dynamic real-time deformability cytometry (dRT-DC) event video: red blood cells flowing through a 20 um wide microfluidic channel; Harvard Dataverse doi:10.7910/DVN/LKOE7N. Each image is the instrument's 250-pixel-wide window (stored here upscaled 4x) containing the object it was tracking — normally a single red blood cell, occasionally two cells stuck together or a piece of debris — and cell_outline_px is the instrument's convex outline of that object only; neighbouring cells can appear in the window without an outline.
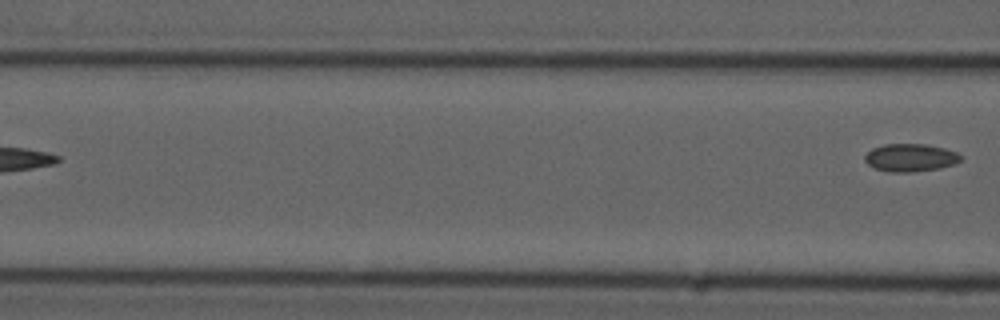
{"species": "common noctule bat (a hibernating species)", "species_latin": "Nyctalus noctula", "temperature_condition": "cold", "stored_images_in_passage": 3, "camera_frame_rate_fps": 3000, "um_per_image_px": 0.085, "animal": {"sex": "male", "forearm_length_mm": 52.5}, "frame": {"image": 1, "passage_image": 3, "time_ms": 0.667, "image_size_px": [1000, 320], "cell_outline_px": [[964, 156], [956, 164], [940, 168], [912, 172], [888, 172], [872, 168], [864, 160], [864, 156], [872, 148], [884, 144], [924, 144], [944, 148], [956, 152]], "centroid_in_image_um": [77.38, 13.41], "position_along_channel_um": 89.2, "area_um2": 15.72}}